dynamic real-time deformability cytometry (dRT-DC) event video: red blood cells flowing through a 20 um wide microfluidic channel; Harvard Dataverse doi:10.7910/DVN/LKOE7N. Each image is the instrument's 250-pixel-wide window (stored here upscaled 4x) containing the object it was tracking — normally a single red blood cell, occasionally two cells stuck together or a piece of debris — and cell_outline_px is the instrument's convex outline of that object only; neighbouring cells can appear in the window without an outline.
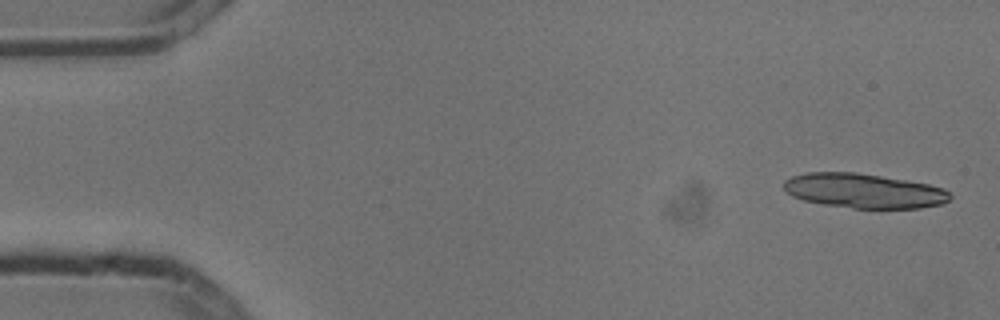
{"species": "common noctule bat (a hibernating species)", "species_latin": "Nyctalus noctula", "temperature_condition": "cold", "stored_images_in_passage": 6, "segment_of_instrument_passage": [1, 2], "camera_frame_rate_fps": 3000, "um_per_image_px": 0.085, "animal": {"sex": "male", "body_mass_g": 13.3}, "frame": {"image": 1, "passage_image": 1, "time_ms": 0.0, "image_size_px": [1000, 320], "cell_outline_px": [[952, 196], [944, 204], [920, 208], [852, 208], [824, 204], [804, 200], [792, 196], [784, 188], [784, 180], [792, 176], [808, 172], [856, 172], [928, 184], [944, 188]], "centroid_in_image_um": [73.44, 16.22], "position_along_channel_um": 11.6, "area_um2": 33.35}}